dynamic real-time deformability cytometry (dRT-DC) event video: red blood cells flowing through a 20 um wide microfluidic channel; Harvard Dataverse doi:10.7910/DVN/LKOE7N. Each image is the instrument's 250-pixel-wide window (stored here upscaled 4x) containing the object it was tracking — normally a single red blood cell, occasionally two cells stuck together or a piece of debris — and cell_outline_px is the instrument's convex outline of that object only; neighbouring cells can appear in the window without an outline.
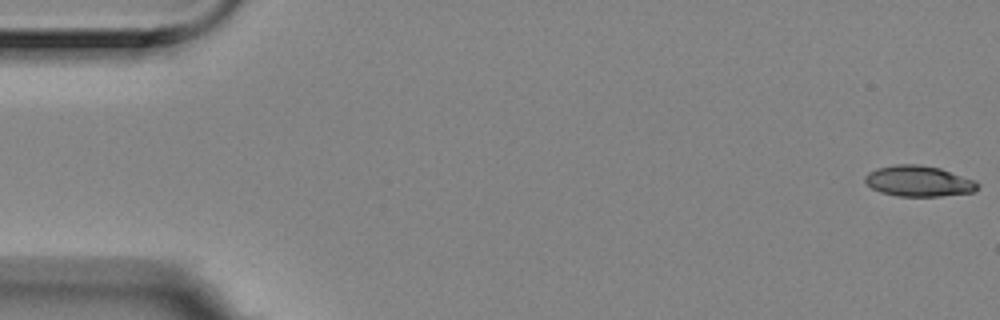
{"species": "Egyptian fruit bat (a non-hibernating species)", "species_latin": "Rousettus aegyptiacus", "temperature_condition": "room temperature", "stored_images_in_passage": 5, "camera_frame_rate_fps": 3000, "um_per_image_px": 0.085, "animal": {"sex": "female"}, "frame": {"image": 1, "passage_image": 1, "time_ms": 0.0, "image_size_px": [1000, 320], "cell_outline_px": [[980, 184], [972, 192], [940, 196], [896, 196], [880, 192], [872, 188], [864, 180], [864, 176], [868, 172], [876, 168], [896, 164], [920, 164], [940, 168], [976, 180]], "centroid_in_image_um": [78.07, 15.38], "position_along_channel_um": 6.9, "area_um2": 20.29}}